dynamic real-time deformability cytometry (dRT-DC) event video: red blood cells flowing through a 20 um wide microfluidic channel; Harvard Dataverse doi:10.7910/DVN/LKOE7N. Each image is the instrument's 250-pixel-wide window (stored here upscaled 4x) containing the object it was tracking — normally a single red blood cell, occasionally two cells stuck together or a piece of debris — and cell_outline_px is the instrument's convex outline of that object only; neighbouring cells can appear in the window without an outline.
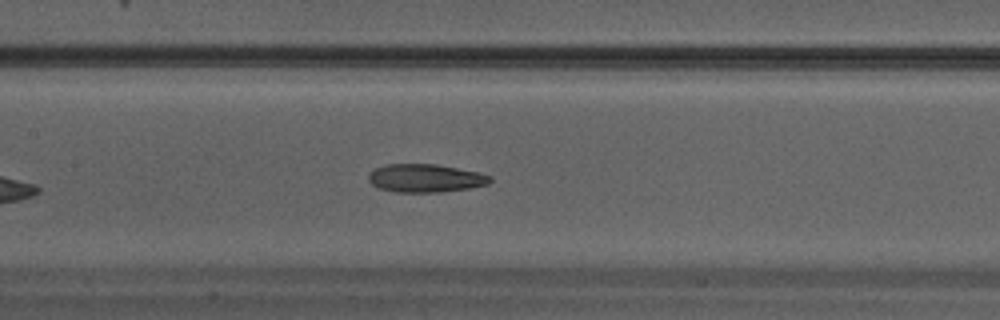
{"species": "Egyptian fruit bat (a non-hibernating species)", "species_latin": "Rousettus aegyptiacus", "temperature_condition": "warm", "stored_images_in_passage": 22, "camera_frame_rate_fps": 3000, "um_per_image_px": 0.085, "animal": {"sex": "male"}, "frame": {"image": 1, "passage_image": 7, "time_ms": 2.0, "image_size_px": [1000, 320], "cell_outline_px": [[492, 180], [488, 184], [468, 188], [440, 192], [396, 192], [380, 188], [372, 184], [368, 180], [368, 172], [372, 168], [384, 164], [436, 164], [476, 172], [492, 176]], "centroid_in_image_um": [36.1, 15.13], "position_along_channel_um": 171.3, "area_um2": 20.0}}
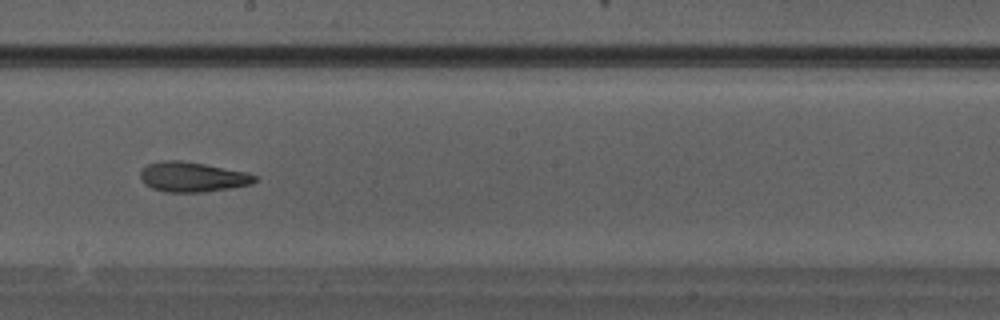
{"frame": {"image": 2, "passage_image": 10, "time_ms": 3.0, "image_size_px": [1000, 320], "cell_outline_px": [[256, 180], [252, 184], [204, 192], [164, 192], [152, 188], [144, 184], [140, 180], [140, 172], [148, 164], [164, 160], [180, 160], [204, 164], [248, 172], [256, 176]], "centroid_in_image_um": [16.34, 15.04], "position_along_channel_um": 231.9, "area_um2": 19.94}}